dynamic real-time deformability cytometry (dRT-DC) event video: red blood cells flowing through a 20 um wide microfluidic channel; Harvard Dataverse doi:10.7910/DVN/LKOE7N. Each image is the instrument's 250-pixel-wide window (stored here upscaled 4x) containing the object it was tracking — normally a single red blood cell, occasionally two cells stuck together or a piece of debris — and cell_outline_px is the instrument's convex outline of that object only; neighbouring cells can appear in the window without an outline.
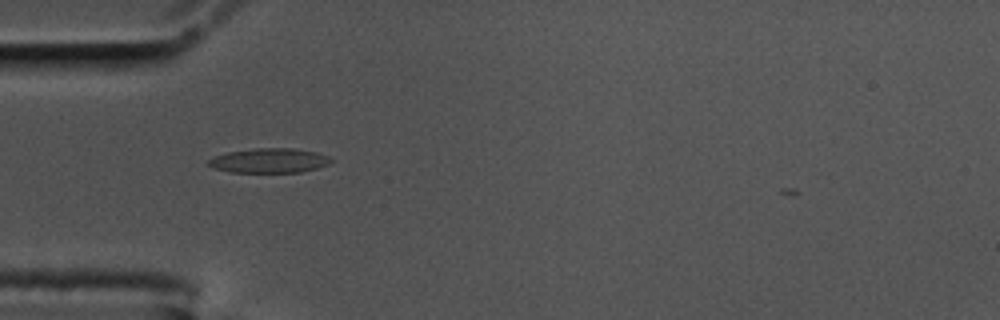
{"species": "common noctule bat (a hibernating species)", "species_latin": "Nyctalus noctula", "temperature_condition": "cold", "stored_images_in_passage": 41, "camera_frame_rate_fps": 3000, "um_per_image_px": 0.085, "animal": {"sex": "male", "body_mass_g": 17.5, "forearm_length_mm": 52.3}, "frame": {"image": 1, "passage_image": 1, "time_ms": 0.0, "image_size_px": [1000, 320], "cell_outline_px": [[332, 160], [328, 164], [316, 168], [300, 172], [228, 172], [212, 168], [208, 164], [208, 160], [216, 156], [228, 152], [256, 148], [292, 148], [316, 152], [328, 156]], "centroid_in_image_um": [22.87, 13.65], "position_along_channel_um": 62.1, "area_um2": 17.4}}
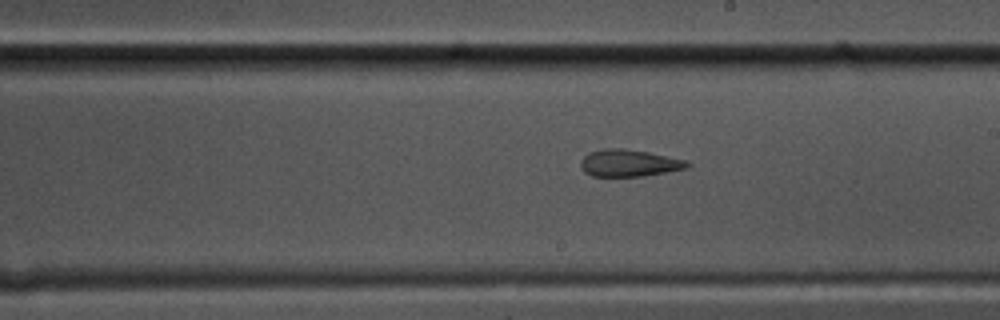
{"frame": {"image": 2, "passage_image": 16, "time_ms": 5.0, "image_size_px": [1000, 320], "cell_outline_px": [[692, 164], [688, 168], [644, 176], [592, 176], [584, 172], [580, 168], [580, 160], [588, 152], [600, 148], [624, 148], [648, 152], [688, 160]], "centroid_in_image_um": [53.46, 13.85], "position_along_channel_um": 235.5, "area_um2": 17.11}}
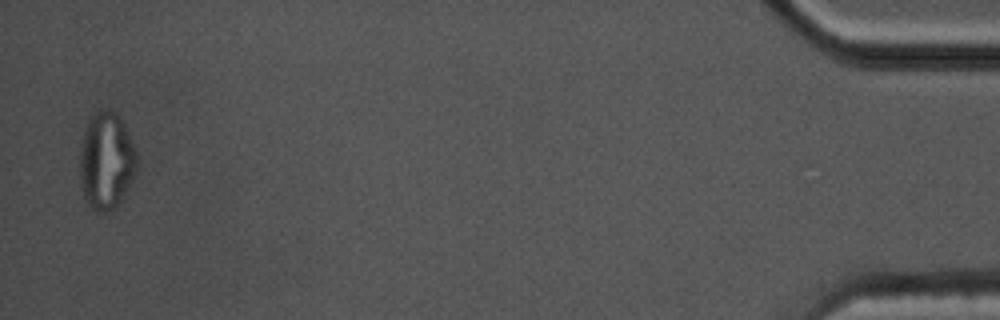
{"frame": {"image": 3, "passage_image": 40, "time_ms": 13.0, "image_size_px": [1000, 320], "cell_outline_px": [[136, 168], [120, 200], [112, 208], [100, 216], [84, 200], [80, 172], [80, 148], [84, 132], [88, 120], [96, 112], [104, 108], [108, 108], [116, 112], [120, 116], [124, 124], [136, 152]], "centroid_in_image_um": [9.0, 13.64], "position_along_channel_um": 426.2, "area_um2": 31.91}, "authors_computed_cell_mechanics": {"area_um2": 17.629, "velocity_mm_per_s": 3.4964, "shape_relaxation_time_tau1_ms": null, "shape_relaxation_time_tau2_ms": 2.7257, "deformation_change_tau1": null, "deformation_change_tau2": 0.0882}}